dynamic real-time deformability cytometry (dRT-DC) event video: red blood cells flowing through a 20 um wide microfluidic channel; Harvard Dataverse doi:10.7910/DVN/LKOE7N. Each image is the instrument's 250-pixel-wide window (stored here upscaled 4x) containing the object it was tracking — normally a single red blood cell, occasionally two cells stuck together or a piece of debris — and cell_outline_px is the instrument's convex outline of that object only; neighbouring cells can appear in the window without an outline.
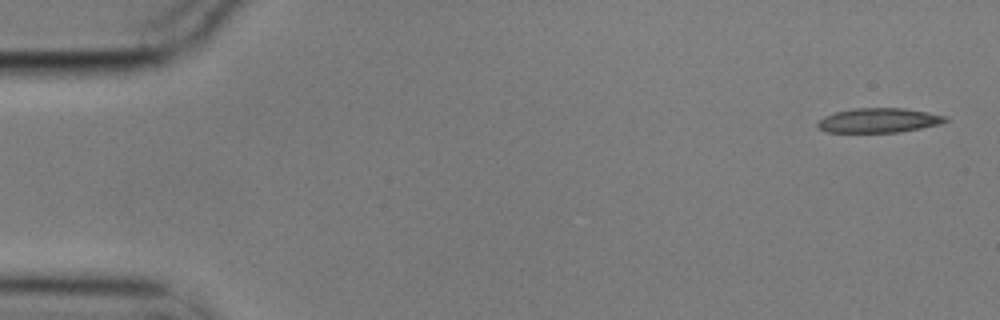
{"species": "common noctule bat (a hibernating species)", "species_latin": "Nyctalus noctula", "temperature_condition": "cold", "stored_images_in_passage": 5, "camera_frame_rate_fps": 3000, "um_per_image_px": 0.085, "animal": {"sex": "male", "body_mass_g": 17.9}, "frame": {"image": 1, "passage_image": 1, "time_ms": 0.0, "image_size_px": [1000, 320], "cell_outline_px": [[948, 120], [940, 124], [900, 132], [824, 132], [816, 124], [824, 116], [836, 112], [852, 108], [904, 108], [928, 112], [948, 116]], "centroid_in_image_um": [74.71, 10.23], "position_along_channel_um": 10.3, "area_um2": 18.26}}
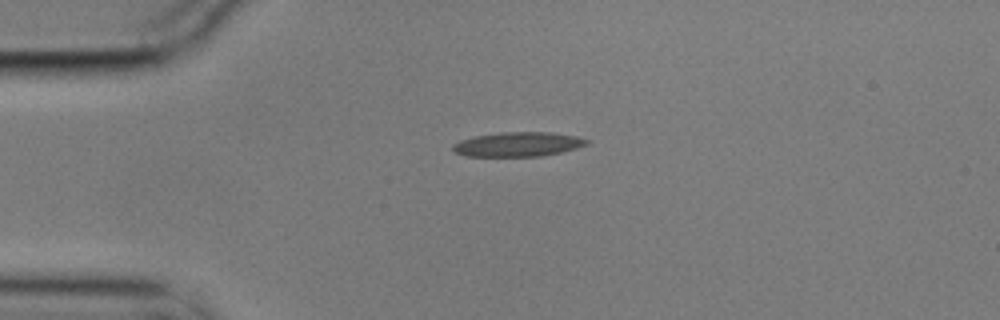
{"frame": {"image": 2, "passage_image": 4, "time_ms": 1.0, "image_size_px": [1000, 320], "cell_outline_px": [[592, 140], [588, 144], [576, 148], [560, 152], [540, 156], [468, 156], [456, 152], [452, 148], [452, 144], [460, 140], [472, 136], [500, 132], [552, 132], [576, 136]], "centroid_in_image_um": [44.04, 12.25], "position_along_channel_um": 41.0, "area_um2": 19.13}}